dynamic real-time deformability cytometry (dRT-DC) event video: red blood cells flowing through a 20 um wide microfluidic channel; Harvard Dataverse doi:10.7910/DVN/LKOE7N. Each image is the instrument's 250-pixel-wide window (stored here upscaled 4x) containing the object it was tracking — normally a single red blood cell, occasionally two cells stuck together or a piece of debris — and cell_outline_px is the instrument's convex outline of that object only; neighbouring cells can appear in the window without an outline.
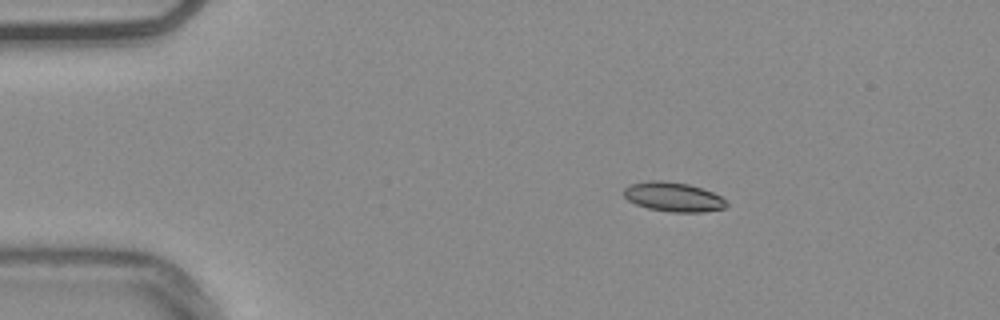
{"species": "common noctule bat (a hibernating species)", "species_latin": "Nyctalus noctula", "temperature_condition": "warm", "stored_images_in_passage": 45, "camera_frame_rate_fps": 3000, "um_per_image_px": 0.085, "animal": {"sex": "male", "body_mass_g": 20.4}, "frame": {"image": 1, "passage_image": 1, "time_ms": 0.0, "image_size_px": [1000, 320], "cell_outline_px": [[728, 204], [724, 208], [704, 212], [668, 212], [648, 208], [636, 204], [628, 200], [624, 196], [624, 188], [628, 184], [648, 180], [664, 180], [688, 184], [712, 192], [728, 200]], "centroid_in_image_um": [57.22, 16.73], "position_along_channel_um": 27.8, "area_um2": 17.74}}
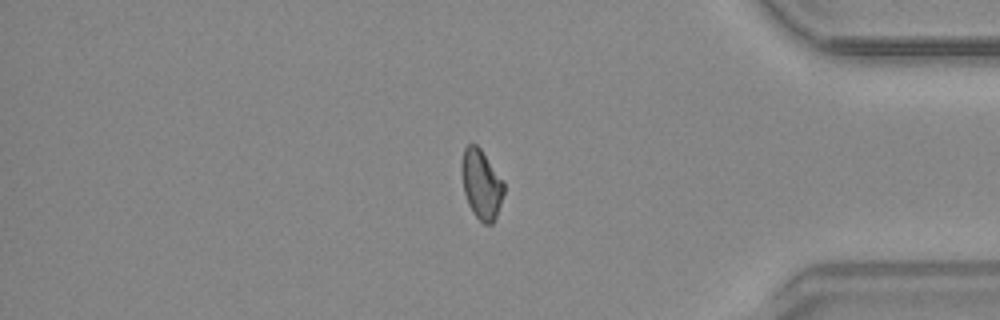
{"frame": {"image": 2, "passage_image": 37, "time_ms": 12.0, "image_size_px": [1000, 320], "cell_outline_px": [[504, 192], [496, 216], [492, 224], [484, 224], [472, 212], [468, 204], [464, 192], [460, 172], [460, 164], [464, 148], [468, 144], [476, 144], [480, 148], [504, 184]], "centroid_in_image_um": [40.87, 15.66], "position_along_channel_um": 394.3, "area_um2": 16.94}}
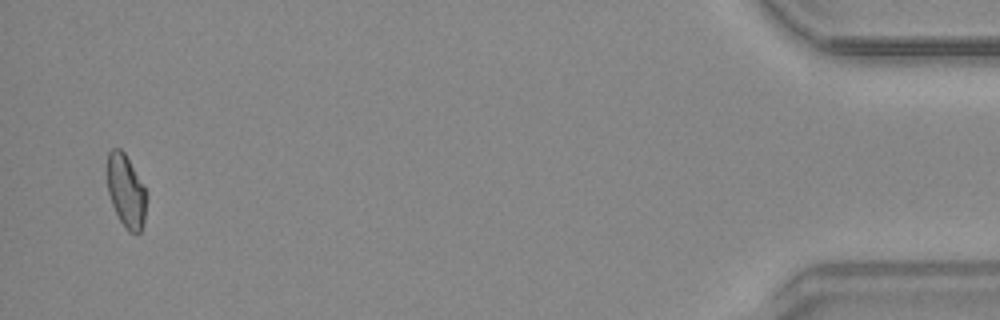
{"frame": {"image": 3, "passage_image": 44, "time_ms": 14.333, "image_size_px": [1000, 320], "cell_outline_px": [[148, 192], [144, 224], [140, 232], [128, 232], [120, 220], [112, 204], [108, 192], [108, 152], [112, 148], [120, 148], [124, 152]], "centroid_in_image_um": [10.75, 16.25], "position_along_channel_um": 424.5, "area_um2": 16.7}, "authors_computed_cell_mechanics": {"area_um2": 17.2822, "velocity_mm_per_s": 3.7953, "shape_relaxation_time_tau1_ms": 4.017, "shape_relaxation_time_tau2_ms": 5.9131, "deformation_change_tau1": 0.105, "deformation_change_tau2": 0.1097}}